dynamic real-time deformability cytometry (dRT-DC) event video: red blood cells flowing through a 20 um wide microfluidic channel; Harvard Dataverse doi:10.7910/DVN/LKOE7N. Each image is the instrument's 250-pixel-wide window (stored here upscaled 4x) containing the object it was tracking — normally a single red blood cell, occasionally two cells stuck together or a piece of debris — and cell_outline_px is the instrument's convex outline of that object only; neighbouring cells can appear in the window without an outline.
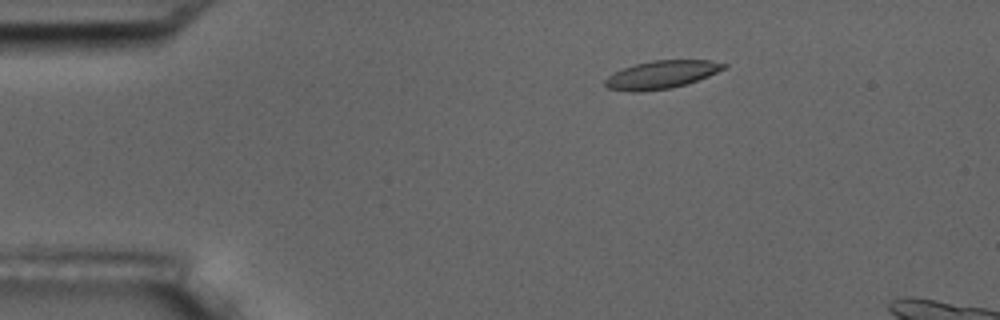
{"species": "common noctule bat (a hibernating species)", "species_latin": "Nyctalus noctula", "temperature_condition": "room temperature", "stored_images_in_passage": 5, "camera_frame_rate_fps": 3000, "um_per_image_px": 0.085, "animal": {"sex": "male", "body_mass_g": 17.5, "forearm_length_mm": 52.3}, "frame": {"image": 1, "passage_image": 2, "time_ms": 1.0, "image_size_px": [1000, 320], "cell_outline_px": [[728, 64], [724, 68], [708, 76], [672, 88], [640, 92], [628, 92], [608, 88], [604, 84], [604, 80], [608, 76], [624, 68], [636, 64], [652, 60], [708, 60]], "centroid_in_image_um": [56.18, 6.35], "position_along_channel_um": 28.8, "area_um2": 19.13}}